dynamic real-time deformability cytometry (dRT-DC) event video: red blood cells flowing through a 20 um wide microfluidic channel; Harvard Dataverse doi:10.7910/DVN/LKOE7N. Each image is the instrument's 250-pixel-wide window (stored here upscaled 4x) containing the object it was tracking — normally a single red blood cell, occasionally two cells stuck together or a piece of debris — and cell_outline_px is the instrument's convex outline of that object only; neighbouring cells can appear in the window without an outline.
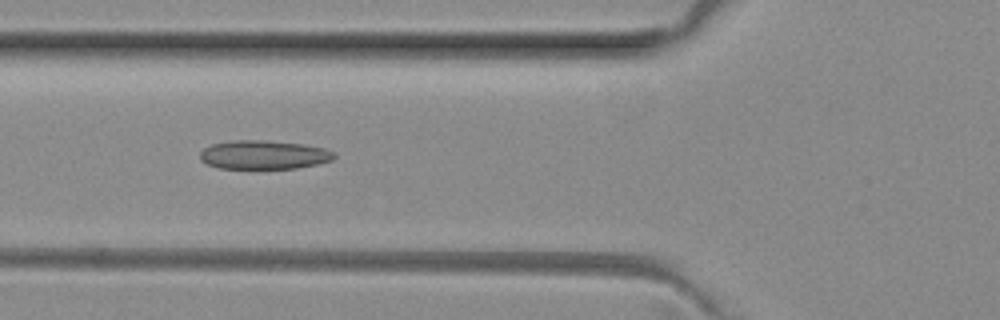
{"species": "common noctule bat (a hibernating species)", "species_latin": "Nyctalus noctula", "temperature_condition": "room temperature", "stored_images_in_passage": 8, "camera_frame_rate_fps": 3000, "um_per_image_px": 0.085, "animal": {"sex": "female", "body_mass_g": 29.2, "forearm_length_mm": 56.3}, "frame": {"image": 1, "passage_image": 5, "time_ms": 1.333, "image_size_px": [1000, 320], "cell_outline_px": [[336, 156], [332, 160], [320, 164], [296, 168], [216, 168], [200, 160], [200, 152], [204, 148], [212, 144], [232, 140], [264, 140], [304, 144], [324, 148], [332, 152]], "centroid_in_image_um": [22.41, 13.15], "position_along_channel_um": 103.4, "area_um2": 22.54}}
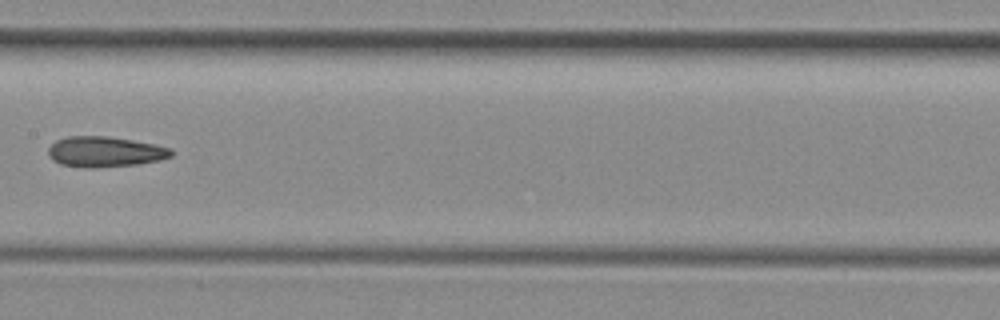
{"frame": {"image": 2, "passage_image": 7, "time_ms": 2.0, "image_size_px": [1000, 320], "cell_outline_px": [[172, 156], [160, 160], [140, 164], [96, 168], [84, 168], [60, 164], [52, 160], [48, 156], [48, 148], [56, 140], [68, 136], [108, 136], [156, 144], [172, 148]], "centroid_in_image_um": [8.92, 12.91], "position_along_channel_um": 198.5, "area_um2": 22.14}}
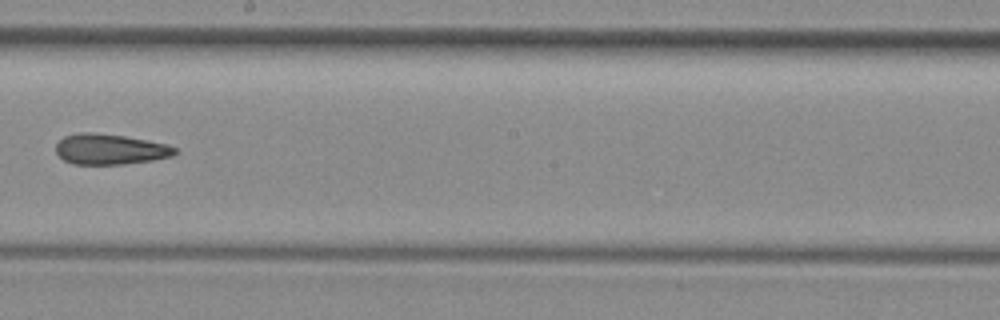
{"frame": {"image": 3, "passage_image": 8, "time_ms": 2.333, "image_size_px": [1000, 320], "cell_outline_px": [[180, 152], [172, 156], [152, 160], [124, 164], [72, 164], [64, 160], [56, 152], [56, 144], [64, 136], [80, 132], [92, 132], [124, 136], [168, 144], [176, 148]], "centroid_in_image_um": [9.37, 12.68], "position_along_channel_um": 238.8, "area_um2": 21.21}}